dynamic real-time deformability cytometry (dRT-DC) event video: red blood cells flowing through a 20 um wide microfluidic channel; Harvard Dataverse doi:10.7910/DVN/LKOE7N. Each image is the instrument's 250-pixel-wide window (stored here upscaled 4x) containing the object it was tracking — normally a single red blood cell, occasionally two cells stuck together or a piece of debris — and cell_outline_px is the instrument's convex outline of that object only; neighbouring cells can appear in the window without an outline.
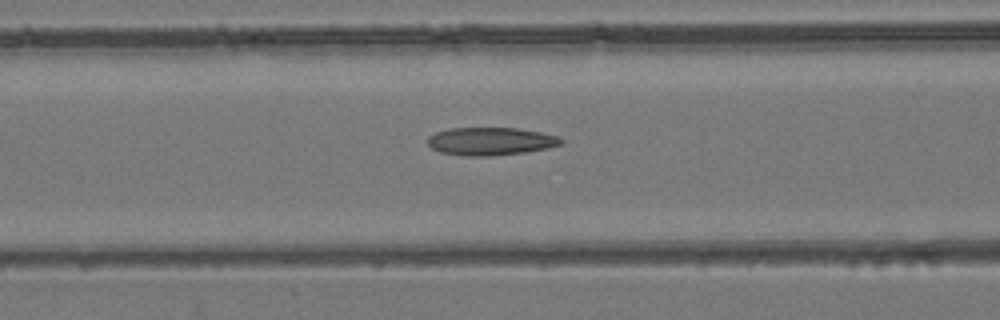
{"species": "common noctule bat (a hibernating species)", "species_latin": "Nyctalus noctula", "temperature_condition": "room temperature", "stored_images_in_passage": 47, "camera_frame_rate_fps": 3000, "um_per_image_px": 0.085, "animal": {"sex": "female", "body_mass_g": 24.6, "forearm_length_mm": 56.2}, "frame": {"image": 1, "passage_image": 18, "time_ms": 5.667, "image_size_px": [1000, 320], "cell_outline_px": [[564, 144], [548, 148], [524, 152], [488, 156], [464, 156], [440, 152], [432, 148], [428, 144], [428, 136], [436, 132], [448, 128], [516, 128], [540, 132], [560, 136], [564, 140]], "centroid_in_image_um": [41.72, 12.01], "position_along_channel_um": 124.9, "area_um2": 21.79}}
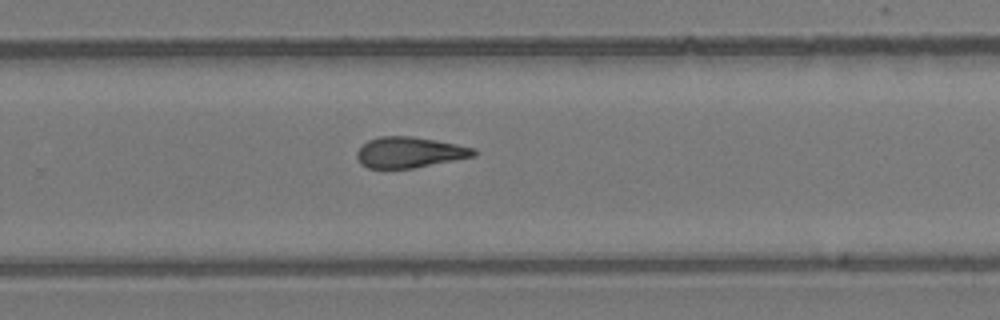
{"frame": {"image": 2, "passage_image": 30, "time_ms": 9.667, "image_size_px": [1000, 320], "cell_outline_px": [[476, 156], [412, 168], [368, 168], [360, 164], [356, 156], [356, 152], [368, 140], [380, 136], [412, 136], [436, 140], [476, 148]], "centroid_in_image_um": [34.81, 12.94], "position_along_channel_um": 295.0, "area_um2": 20.92}}
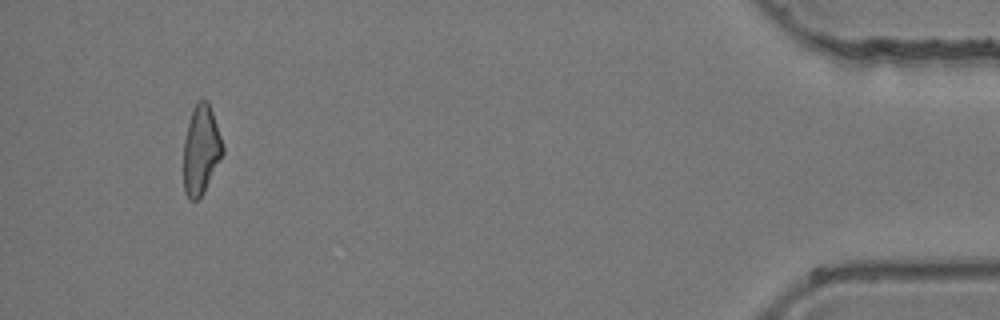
{"frame": {"image": 3, "passage_image": 44, "time_ms": 14.333, "image_size_px": [1000, 320], "cell_outline_px": [[224, 152], [204, 192], [196, 200], [188, 200], [184, 192], [184, 140], [188, 124], [192, 112], [196, 104], [200, 100], [208, 100], [224, 148]], "centroid_in_image_um": [17.08, 12.78], "position_along_channel_um": 418.1, "area_um2": 20.0}}